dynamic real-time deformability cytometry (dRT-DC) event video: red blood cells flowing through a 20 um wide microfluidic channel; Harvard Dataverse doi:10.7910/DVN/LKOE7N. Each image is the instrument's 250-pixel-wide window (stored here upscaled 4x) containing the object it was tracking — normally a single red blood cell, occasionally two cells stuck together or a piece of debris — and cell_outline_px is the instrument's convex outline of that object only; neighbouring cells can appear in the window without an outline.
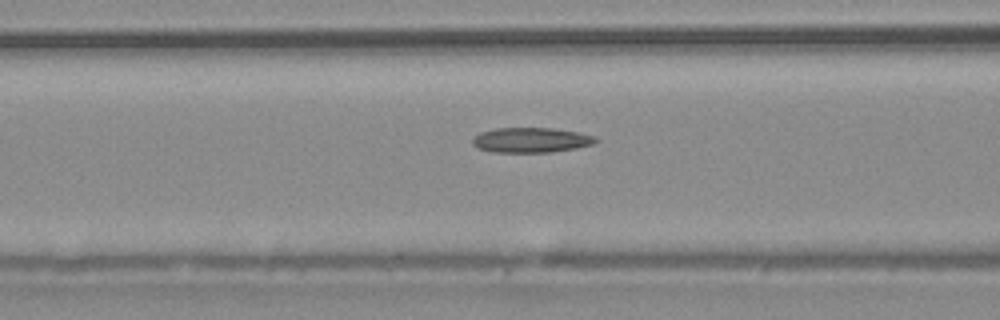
{"species": "common noctule bat (a hibernating species)", "species_latin": "Nyctalus noctula", "temperature_condition": "warm", "stored_images_in_passage": 50, "camera_frame_rate_fps": 3000, "um_per_image_px": 0.085, "animal": {"sex": "male", "body_mass_g": 20.4}, "frame": {"image": 1, "passage_image": 20, "time_ms": 6.333, "image_size_px": [1000, 320], "cell_outline_px": [[600, 140], [592, 144], [576, 148], [552, 152], [492, 152], [476, 148], [472, 144], [472, 140], [480, 132], [496, 128], [552, 128], [580, 132], [596, 136]], "centroid_in_image_um": [45.16, 11.9], "position_along_channel_um": 121.4, "area_um2": 18.09}}
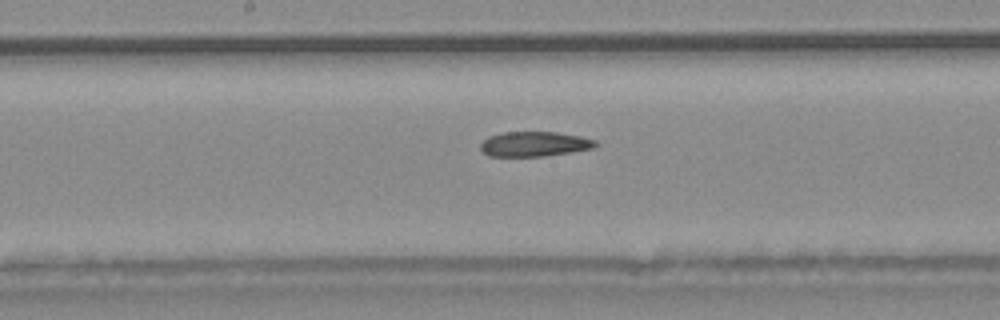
{"frame": {"image": 2, "passage_image": 26, "time_ms": 8.333, "image_size_px": [1000, 320], "cell_outline_px": [[600, 144], [592, 148], [572, 152], [544, 156], [488, 156], [480, 148], [480, 144], [488, 136], [504, 132], [556, 132], [580, 136], [596, 140]], "centroid_in_image_um": [45.44, 12.24], "position_along_channel_um": 202.8, "area_um2": 16.7}}
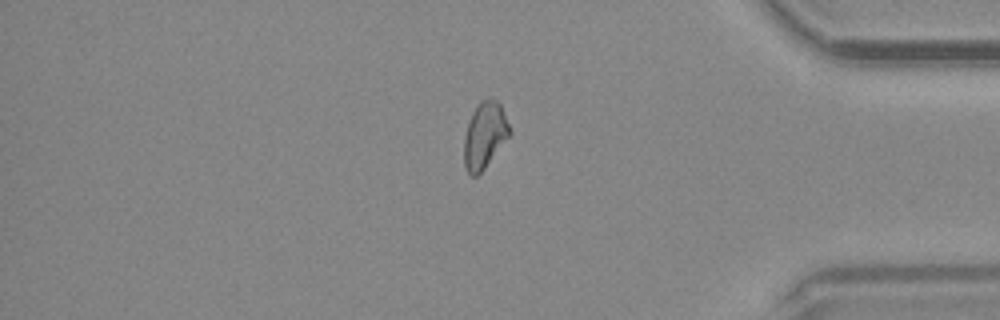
{"frame": {"image": 3, "passage_image": 42, "time_ms": 13.667, "image_size_px": [1000, 320], "cell_outline_px": [[512, 132], [484, 168], [476, 176], [472, 176], [468, 172], [464, 164], [464, 136], [472, 112], [476, 104], [480, 100], [488, 96], [496, 100], [500, 104]], "centroid_in_image_um": [41.19, 11.45], "position_along_channel_um": 394.0, "area_um2": 17.51}}